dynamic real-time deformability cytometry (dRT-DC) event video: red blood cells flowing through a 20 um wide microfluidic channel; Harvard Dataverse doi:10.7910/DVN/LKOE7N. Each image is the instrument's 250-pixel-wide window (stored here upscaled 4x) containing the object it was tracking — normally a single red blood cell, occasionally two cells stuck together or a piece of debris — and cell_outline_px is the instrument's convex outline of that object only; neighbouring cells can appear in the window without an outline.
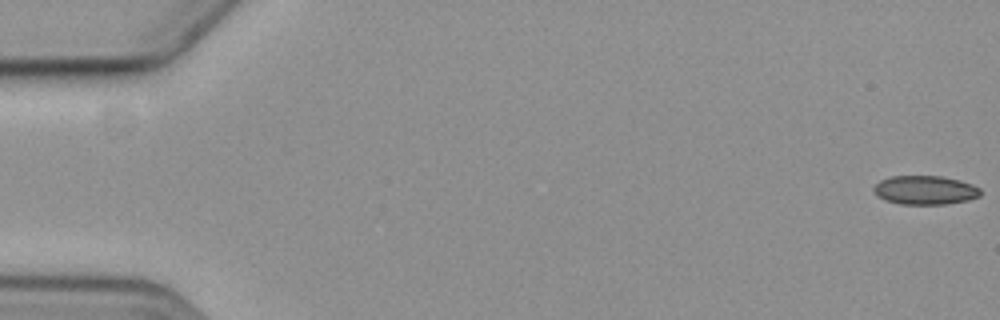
{"species": "common noctule bat (a hibernating species)", "species_latin": "Nyctalus noctula", "temperature_condition": "cold", "stored_images_in_passage": 12, "segment_of_instrument_passage": [1, 2], "camera_frame_rate_fps": 3000, "um_per_image_px": 0.085, "animal": {"sex": "female", "body_mass_g": 19.3, "forearm_length_mm": 54.1}, "frame": {"image": 1, "passage_image": 1, "time_ms": 0.0, "image_size_px": [1000, 320], "cell_outline_px": [[980, 196], [968, 200], [944, 204], [900, 204], [884, 200], [872, 188], [880, 180], [888, 176], [940, 176], [960, 180], [972, 184], [980, 188]], "centroid_in_image_um": [78.64, 16.15], "position_along_channel_um": 6.4, "area_um2": 17.92}}
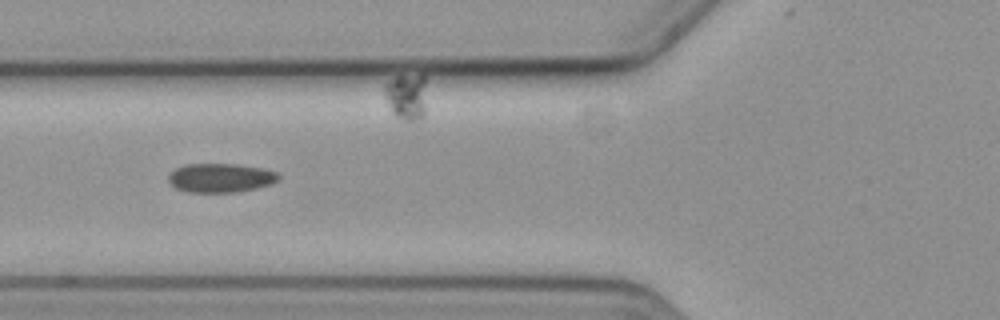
{"frame": {"image": 2, "passage_image": 7, "time_ms": 7.333, "image_size_px": [1000, 320], "cell_outline_px": [[280, 180], [272, 184], [256, 188], [236, 192], [188, 192], [176, 188], [168, 180], [168, 176], [176, 168], [184, 164], [236, 164], [264, 168], [276, 172], [280, 176]], "centroid_in_image_um": [18.78, 15.11], "position_along_channel_um": 107.0, "area_um2": 18.67}}
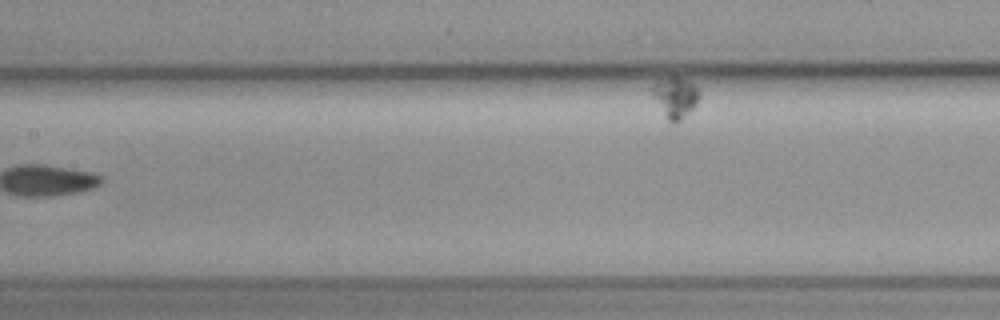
{"frame": {"image": 3, "passage_image": 9, "time_ms": 10.0, "image_size_px": [1000, 320], "cell_outline_px": [[700, 96], [696, 104], [676, 124], [672, 124], [668, 120], [652, 92], [652, 88], [660, 80], [672, 76], [676, 76], [688, 80], [696, 84], [700, 92]], "centroid_in_image_um": [57.46, 8.25], "position_along_channel_um": 149.9, "area_um2": 10.87}}